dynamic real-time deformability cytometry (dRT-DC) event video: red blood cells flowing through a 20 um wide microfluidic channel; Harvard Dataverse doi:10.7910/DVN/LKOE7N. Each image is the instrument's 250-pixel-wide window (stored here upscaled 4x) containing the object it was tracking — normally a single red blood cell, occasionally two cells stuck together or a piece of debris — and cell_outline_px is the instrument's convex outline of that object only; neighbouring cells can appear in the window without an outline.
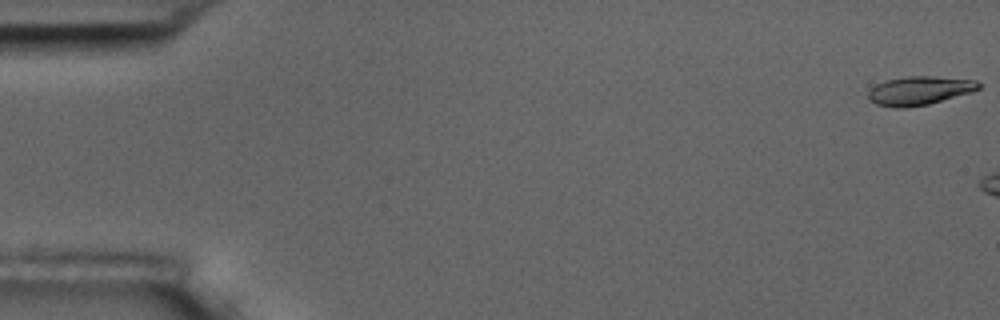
{"species": "common noctule bat (a hibernating species)", "species_latin": "Nyctalus noctula", "temperature_condition": "room temperature", "stored_images_in_passage": 3, "camera_frame_rate_fps": 3000, "um_per_image_px": 0.085, "animal": {"sex": "male", "body_mass_g": 17.5, "forearm_length_mm": 52.3}, "frame": {"image": 1, "passage_image": 3, "time_ms": 3.333, "image_size_px": [1000, 320], "cell_outline_px": [[980, 88], [972, 92], [928, 104], [904, 108], [892, 108], [876, 104], [868, 100], [868, 92], [876, 84], [888, 80], [908, 76], [932, 76], [976, 80], [980, 84]], "centroid_in_image_um": [78.14, 7.71], "position_along_channel_um": 6.9, "area_um2": 18.44}}